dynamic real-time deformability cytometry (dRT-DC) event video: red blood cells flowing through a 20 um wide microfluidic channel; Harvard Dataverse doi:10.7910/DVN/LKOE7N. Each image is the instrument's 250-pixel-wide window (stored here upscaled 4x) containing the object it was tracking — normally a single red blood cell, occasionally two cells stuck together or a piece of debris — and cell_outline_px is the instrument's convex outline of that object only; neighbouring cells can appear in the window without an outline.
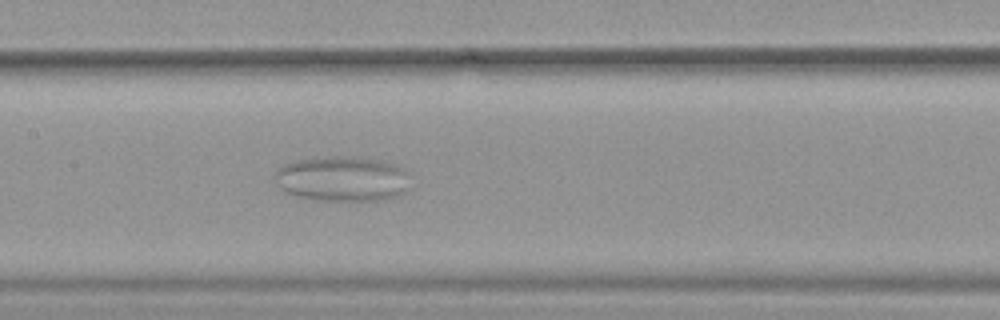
{"species": "common noctule bat (a hibernating species)", "species_latin": "Nyctalus noctula", "temperature_condition": "warm", "stored_images_in_passage": 49, "camera_frame_rate_fps": 3000, "um_per_image_px": 0.085, "animal": {"sex": "female", "body_mass_g": 19.9}, "frame": {"image": 1, "passage_image": 22, "time_ms": 7.0, "image_size_px": [1000, 320], "cell_outline_px": [[408, 172], [404, 192], [400, 196], [380, 200], [312, 200], [296, 196], [280, 188], [276, 180], [276, 168], [284, 164], [296, 160], [332, 156], [352, 156], [388, 160], [404, 168]], "centroid_in_image_um": [29.11, 15.18], "position_along_channel_um": 178.3, "area_um2": 35.89}}